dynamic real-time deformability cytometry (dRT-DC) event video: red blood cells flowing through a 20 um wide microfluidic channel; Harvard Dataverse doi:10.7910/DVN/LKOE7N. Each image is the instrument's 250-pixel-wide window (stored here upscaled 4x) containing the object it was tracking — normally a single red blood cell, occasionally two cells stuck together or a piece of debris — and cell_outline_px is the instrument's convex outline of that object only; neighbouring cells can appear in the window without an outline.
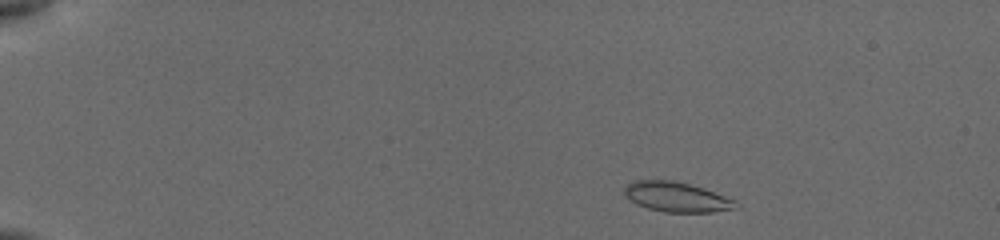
{"species": "common noctule bat (a hibernating species)", "species_latin": "Nyctalus noctula", "temperature_condition": "cold", "stored_images_in_passage": 27, "camera_frame_rate_fps": 3000, "um_per_image_px": 0.085, "animal": {"sex": "female", "body_mass_g": 19.5, "forearm_length_mm": 54.1}, "frame": {"image": 1, "passage_image": 2, "time_ms": 0.667, "image_size_px": [1000, 240], "cell_outline_px": [[740, 208], [712, 212], [664, 212], [648, 208], [636, 204], [624, 192], [624, 188], [632, 180], [676, 180], [704, 188], [736, 200], [740, 204]], "centroid_in_image_um": [57.57, 16.74], "position_along_channel_um": 27.4, "area_um2": 19.54}}
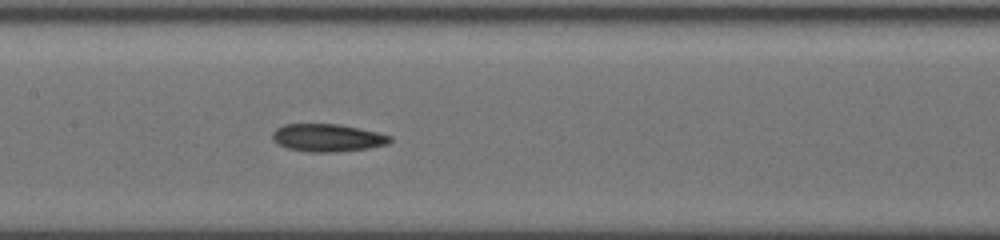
{"frame": {"image": 2, "passage_image": 18, "time_ms": 7.333, "image_size_px": [1000, 240], "cell_outline_px": [[392, 140], [388, 144], [368, 148], [336, 152], [308, 152], [288, 148], [276, 144], [272, 140], [272, 132], [276, 128], [284, 124], [340, 124], [380, 132], [392, 136]], "centroid_in_image_um": [27.84, 11.71], "position_along_channel_um": 179.6, "area_um2": 19.25}}
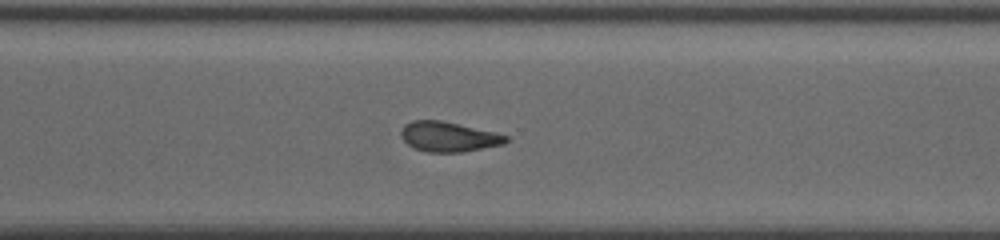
{"frame": {"image": 3, "passage_image": 27, "time_ms": 11.333, "image_size_px": [1000, 240], "cell_outline_px": [[508, 140], [504, 144], [464, 152], [428, 152], [416, 148], [408, 144], [404, 140], [400, 132], [404, 124], [412, 120], [440, 120], [496, 132], [508, 136]], "centroid_in_image_um": [38.14, 11.62], "position_along_channel_um": 332.5, "area_um2": 18.26}}